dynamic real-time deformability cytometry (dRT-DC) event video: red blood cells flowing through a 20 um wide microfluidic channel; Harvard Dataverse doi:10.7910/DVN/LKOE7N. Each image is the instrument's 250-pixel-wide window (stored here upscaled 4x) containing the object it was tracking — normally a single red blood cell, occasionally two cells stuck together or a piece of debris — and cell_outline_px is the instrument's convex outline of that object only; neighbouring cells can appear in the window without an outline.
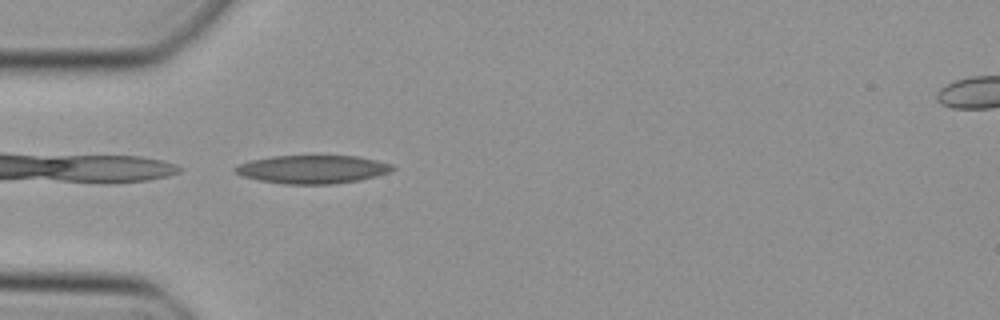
{"species": "Egyptian fruit bat (a non-hibernating species)", "species_latin": "Rousettus aegyptiacus", "temperature_condition": "cold", "stored_images_in_passage": 33, "camera_frame_rate_fps": 3000, "um_per_image_px": 0.085, "animal": {"sex": "female"}, "frame": {"image": 1, "passage_image": 1, "time_ms": 0.0, "image_size_px": [1000, 320], "cell_outline_px": [[396, 168], [388, 172], [376, 176], [360, 180], [328, 184], [284, 184], [260, 180], [244, 176], [236, 172], [232, 168], [236, 164], [252, 160], [272, 156], [356, 156], [376, 160], [392, 164]], "centroid_in_image_um": [26.55, 14.39], "position_along_channel_um": 58.4, "area_um2": 25.78}}
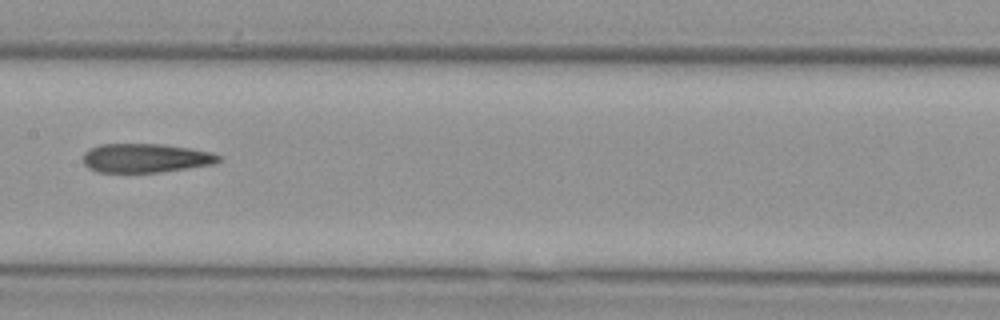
{"frame": {"image": 2, "passage_image": 11, "time_ms": 3.333, "image_size_px": [1000, 320], "cell_outline_px": [[220, 160], [216, 164], [160, 172], [96, 172], [88, 168], [84, 164], [84, 152], [88, 148], [100, 144], [164, 144], [192, 148], [212, 152], [220, 156]], "centroid_in_image_um": [12.38, 13.43], "position_along_channel_um": 195.0, "area_um2": 23.12}}
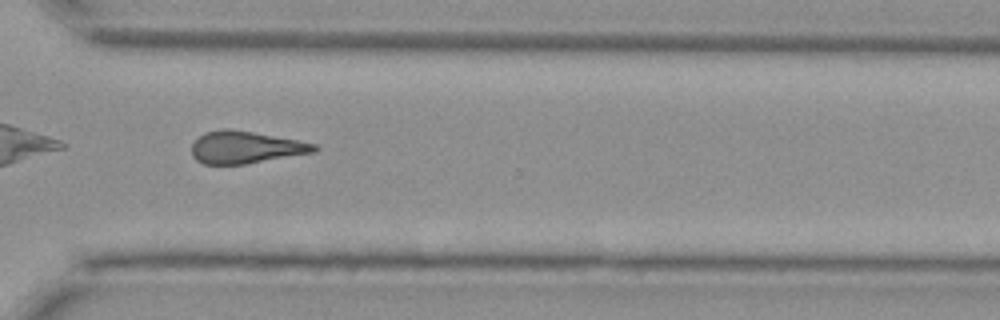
{"frame": {"image": 3, "passage_image": 22, "time_ms": 7.0, "image_size_px": [1000, 320], "cell_outline_px": [[320, 148], [316, 152], [244, 164], [204, 164], [196, 160], [192, 156], [192, 144], [204, 132], [224, 128], [228, 128], [300, 140], [316, 144]], "centroid_in_image_um": [20.89, 12.52], "position_along_channel_um": 349.7, "area_um2": 23.06}}